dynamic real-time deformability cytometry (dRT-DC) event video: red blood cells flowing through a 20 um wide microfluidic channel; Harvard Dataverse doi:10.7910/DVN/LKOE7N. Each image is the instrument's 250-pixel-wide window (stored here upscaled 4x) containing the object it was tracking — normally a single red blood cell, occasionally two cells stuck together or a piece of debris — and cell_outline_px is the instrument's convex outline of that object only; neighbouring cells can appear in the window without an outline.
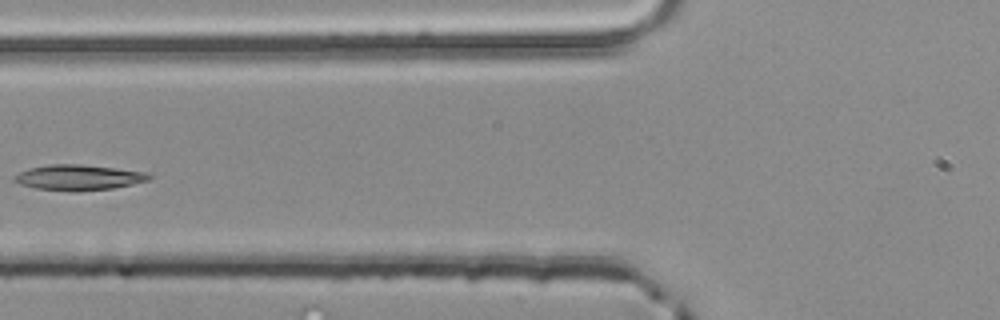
{"species": "common noctule bat (a hibernating species)", "species_latin": "Nyctalus noctula", "temperature_condition": "room temperature", "stored_images_in_passage": 3, "camera_frame_rate_fps": 3000, "um_per_image_px": 0.085, "animal": {"sex": "male", "body_mass_g": 20.4}, "frame": {"image": 1, "passage_image": 3, "time_ms": 0.667, "image_size_px": [1000, 320], "cell_outline_px": [[152, 176], [148, 180], [132, 184], [112, 188], [36, 188], [20, 184], [12, 180], [12, 176], [28, 168], [52, 164], [80, 164], [116, 168], [148, 172]], "centroid_in_image_um": [6.68, 15.02], "position_along_channel_um": 119.1, "area_um2": 18.96}}